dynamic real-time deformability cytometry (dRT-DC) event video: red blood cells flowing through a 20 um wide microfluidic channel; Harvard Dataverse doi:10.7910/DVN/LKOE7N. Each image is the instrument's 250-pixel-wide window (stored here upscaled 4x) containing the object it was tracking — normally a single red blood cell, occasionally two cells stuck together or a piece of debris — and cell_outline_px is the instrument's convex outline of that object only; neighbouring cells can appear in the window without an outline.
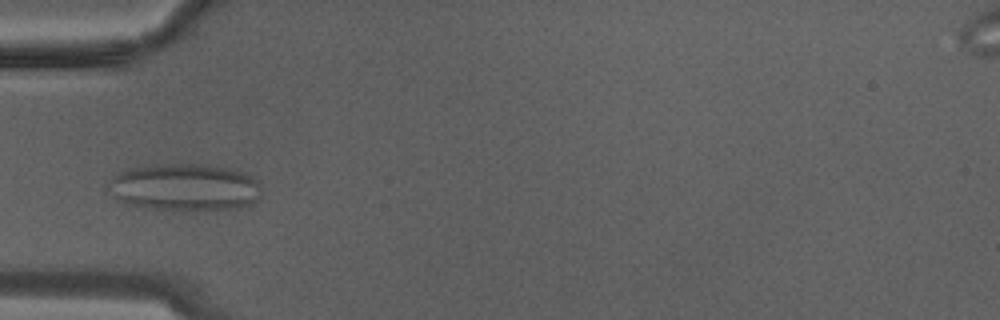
{"species": "Egyptian fruit bat (a non-hibernating species)", "species_latin": "Rousettus aegyptiacus", "temperature_condition": "warm", "stored_images_in_passage": 10, "camera_frame_rate_fps": 3000, "um_per_image_px": 0.085, "animal": {"sex": "male"}, "frame": {"image": 1, "passage_image": 5, "time_ms": 1.333, "image_size_px": [1000, 320], "cell_outline_px": [[260, 196], [256, 200], [248, 204], [236, 208], [216, 212], [204, 212], [136, 208], [120, 200], [116, 196], [108, 184], [112, 176], [116, 172], [128, 168], [144, 164], [200, 164], [232, 168], [244, 172], [252, 176], [260, 184]], "centroid_in_image_um": [15.7, 15.94], "position_along_channel_um": 69.3, "area_um2": 43.35}}